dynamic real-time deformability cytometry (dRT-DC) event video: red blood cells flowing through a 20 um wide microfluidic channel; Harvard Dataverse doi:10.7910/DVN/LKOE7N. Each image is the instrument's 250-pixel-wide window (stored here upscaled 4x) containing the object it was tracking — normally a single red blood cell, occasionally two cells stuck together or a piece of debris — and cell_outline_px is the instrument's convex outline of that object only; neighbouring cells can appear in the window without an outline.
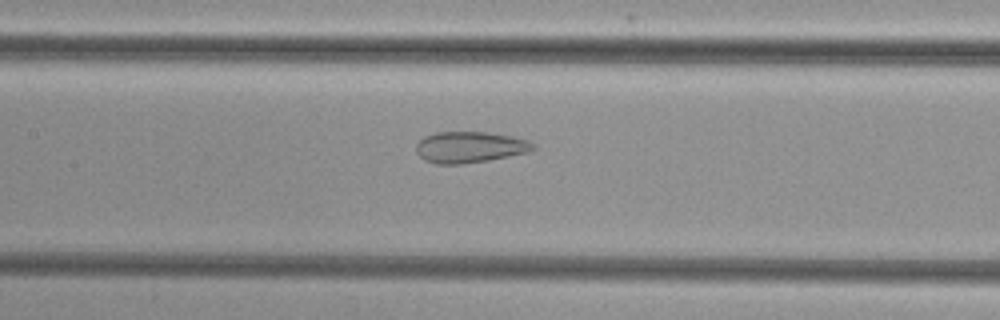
{"species": "common noctule bat (a hibernating species)", "species_latin": "Nyctalus noctula", "temperature_condition": "cold", "stored_images_in_passage": 40, "camera_frame_rate_fps": 3000, "um_per_image_px": 0.085, "animal": {"sex": "female", "body_mass_g": 29.2, "forearm_length_mm": 56.3}, "frame": {"image": 1, "passage_image": 13, "time_ms": 4.0, "image_size_px": [1000, 320], "cell_outline_px": [[536, 148], [528, 152], [488, 160], [460, 164], [436, 164], [424, 160], [416, 152], [416, 144], [424, 136], [436, 132], [488, 132], [512, 136], [528, 140], [536, 144]], "centroid_in_image_um": [39.93, 12.5], "position_along_channel_um": 167.5, "area_um2": 21.33}}
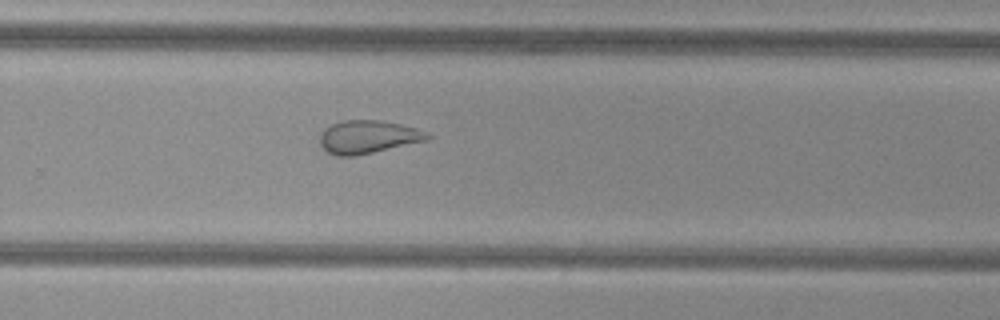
{"frame": {"image": 2, "passage_image": 23, "time_ms": 7.333, "image_size_px": [1000, 320], "cell_outline_px": [[432, 136], [428, 140], [372, 152], [352, 156], [336, 156], [328, 152], [320, 144], [320, 136], [324, 128], [332, 124], [344, 120], [380, 120], [400, 124], [416, 128], [428, 132]], "centroid_in_image_um": [31.29, 11.63], "position_along_channel_um": 298.5, "area_um2": 20.58}}
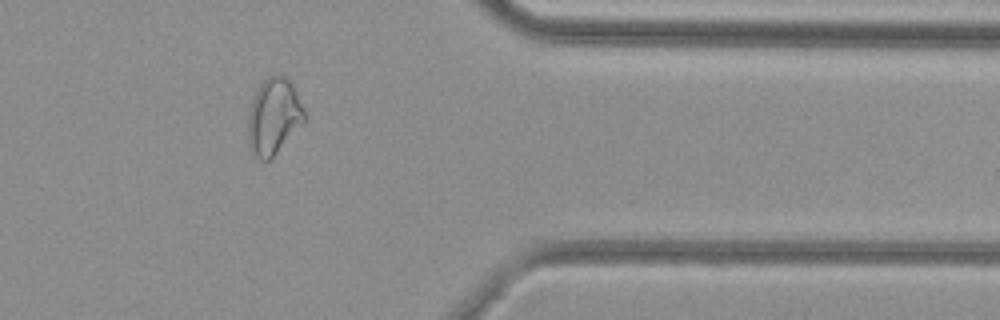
{"frame": {"image": 3, "passage_image": 31, "time_ms": 10.0, "image_size_px": [1000, 320], "cell_outline_px": [[308, 116], [276, 152], [268, 160], [260, 160], [252, 152], [248, 144], [248, 116], [252, 100], [260, 84], [268, 76], [284, 76], [292, 84]], "centroid_in_image_um": [23.25, 9.89], "position_along_channel_um": 388.1, "area_um2": 24.51}}